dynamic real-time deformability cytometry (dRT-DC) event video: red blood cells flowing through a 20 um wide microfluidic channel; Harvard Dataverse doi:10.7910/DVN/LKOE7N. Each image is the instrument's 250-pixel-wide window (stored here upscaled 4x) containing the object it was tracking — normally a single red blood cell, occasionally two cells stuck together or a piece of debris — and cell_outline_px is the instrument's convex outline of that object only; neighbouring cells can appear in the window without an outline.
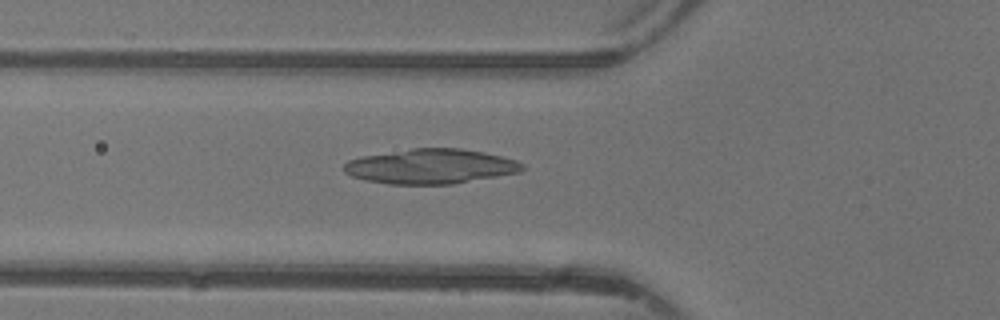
{"species": "common noctule bat (a hibernating species)", "species_latin": "Nyctalus noctula", "temperature_condition": "warm", "stored_images_in_passage": 48, "camera_frame_rate_fps": 3000, "um_per_image_px": 0.085, "animal": {"sex": "female"}, "frame": {"image": 1, "passage_image": 18, "time_ms": 5.667, "image_size_px": [1000, 320], "cell_outline_px": [[524, 168], [520, 172], [452, 184], [388, 184], [364, 180], [352, 176], [344, 172], [344, 164], [348, 160], [360, 156], [412, 148], [460, 148], [484, 152], [516, 160], [524, 164]], "centroid_in_image_um": [36.58, 14.14], "position_along_channel_um": 89.2, "area_um2": 36.24}}
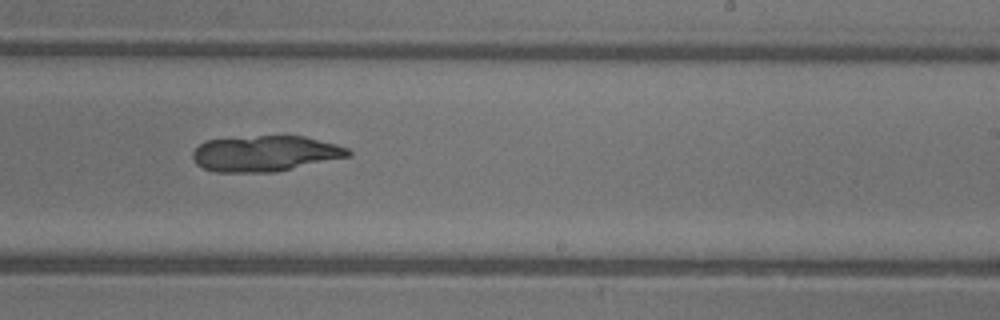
{"frame": {"image": 2, "passage_image": 30, "time_ms": 9.667, "image_size_px": [1000, 320], "cell_outline_px": [[352, 156], [276, 172], [216, 172], [204, 168], [196, 164], [192, 156], [192, 152], [204, 140], [260, 136], [304, 136], [336, 144], [348, 148], [352, 152]], "centroid_in_image_um": [22.56, 13.05], "position_along_channel_um": 266.4, "area_um2": 32.48}}
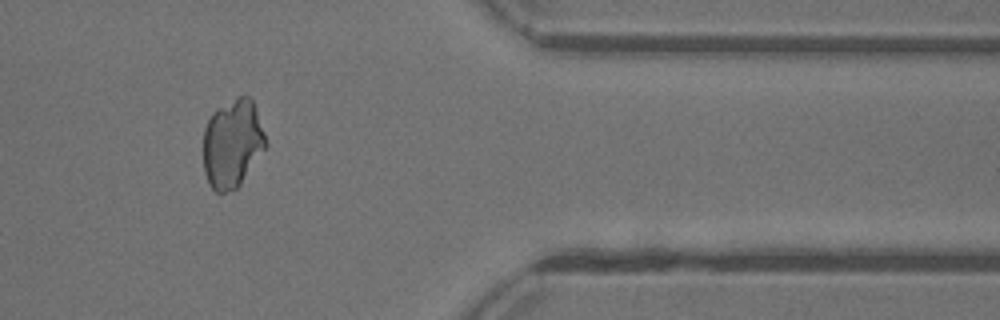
{"frame": {"image": 3, "passage_image": 40, "time_ms": 13.0, "image_size_px": [1000, 320], "cell_outline_px": [[268, 144], [240, 184], [236, 188], [224, 192], [216, 192], [208, 184], [204, 172], [204, 128], [212, 112], [240, 96], [248, 96], [252, 100], [264, 132]], "centroid_in_image_um": [19.75, 12.22], "position_along_channel_um": 391.7, "area_um2": 31.73}}